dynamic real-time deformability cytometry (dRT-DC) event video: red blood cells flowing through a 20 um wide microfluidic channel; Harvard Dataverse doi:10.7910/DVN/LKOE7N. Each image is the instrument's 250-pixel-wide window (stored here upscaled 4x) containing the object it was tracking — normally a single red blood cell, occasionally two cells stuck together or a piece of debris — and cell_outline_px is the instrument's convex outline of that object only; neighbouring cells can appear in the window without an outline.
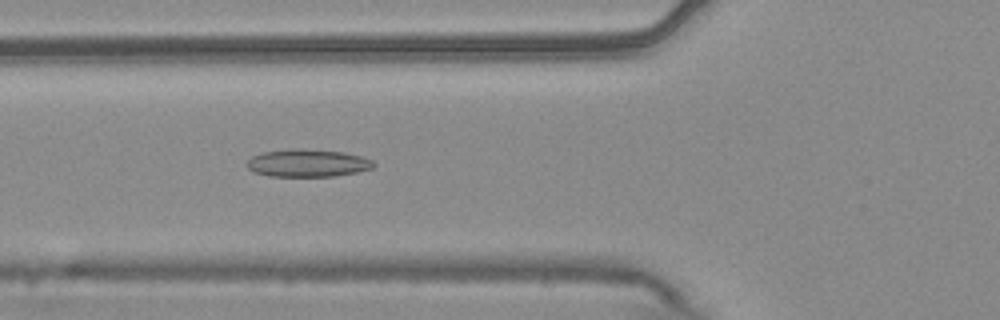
{"species": "common noctule bat (a hibernating species)", "species_latin": "Nyctalus noctula", "temperature_condition": "warm", "stored_images_in_passage": 44, "camera_frame_rate_fps": 3000, "um_per_image_px": 0.085, "animal": {"sex": "male", "body_mass_g": 20.4}, "frame": {"image": 1, "passage_image": 10, "time_ms": 3.0, "image_size_px": [1000, 320], "cell_outline_px": [[376, 164], [372, 168], [356, 172], [336, 176], [268, 176], [252, 172], [244, 164], [252, 156], [260, 152], [292, 148], [296, 148], [344, 152], [364, 156], [372, 160]], "centroid_in_image_um": [26.11, 13.85], "position_along_channel_um": 99.7, "area_um2": 20.69}}
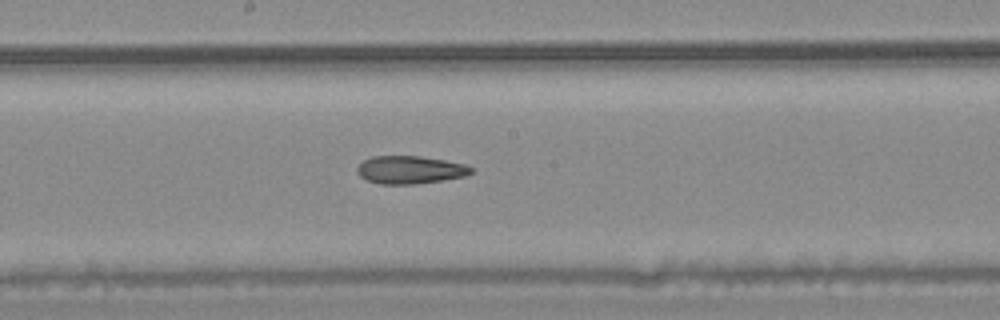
{"frame": {"image": 2, "passage_image": 19, "time_ms": 6.0, "image_size_px": [1000, 320], "cell_outline_px": [[472, 172], [468, 176], [444, 180], [416, 184], [380, 184], [368, 180], [360, 176], [356, 172], [356, 168], [364, 160], [372, 156], [420, 156], [444, 160], [464, 164], [472, 168]], "centroid_in_image_um": [34.86, 14.44], "position_along_channel_um": 213.3, "area_um2": 18.55}}
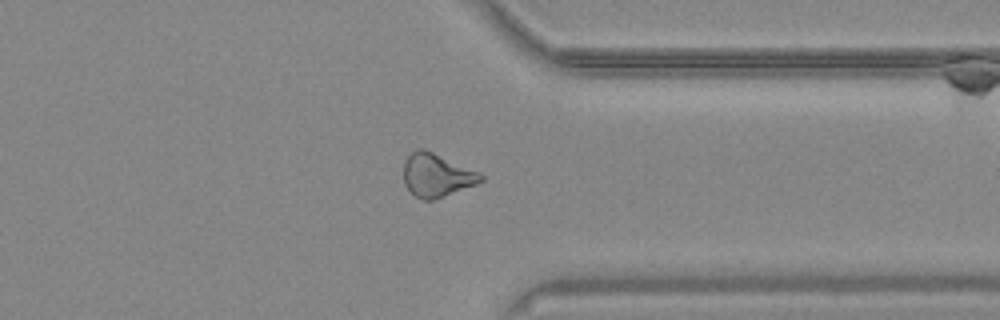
{"frame": {"image": 3, "passage_image": 32, "time_ms": 10.333, "image_size_px": [1000, 320], "cell_outline_px": [[484, 180], [476, 184], [432, 200], [424, 200], [416, 196], [404, 184], [404, 164], [408, 156], [416, 148], [424, 148], [480, 172], [484, 176]], "centroid_in_image_um": [37.12, 14.87], "position_along_channel_um": 374.3, "area_um2": 19.31}, "authors_computed_cell_mechanics": {"area_um2": 19.3052, "velocity_mm_per_s": 3.7769, "shape_relaxation_time_tau1_ms": null, "shape_relaxation_time_tau2_ms": 5.9026, "deformation_change_tau1": null, "deformation_change_tau2": 0.1467}}